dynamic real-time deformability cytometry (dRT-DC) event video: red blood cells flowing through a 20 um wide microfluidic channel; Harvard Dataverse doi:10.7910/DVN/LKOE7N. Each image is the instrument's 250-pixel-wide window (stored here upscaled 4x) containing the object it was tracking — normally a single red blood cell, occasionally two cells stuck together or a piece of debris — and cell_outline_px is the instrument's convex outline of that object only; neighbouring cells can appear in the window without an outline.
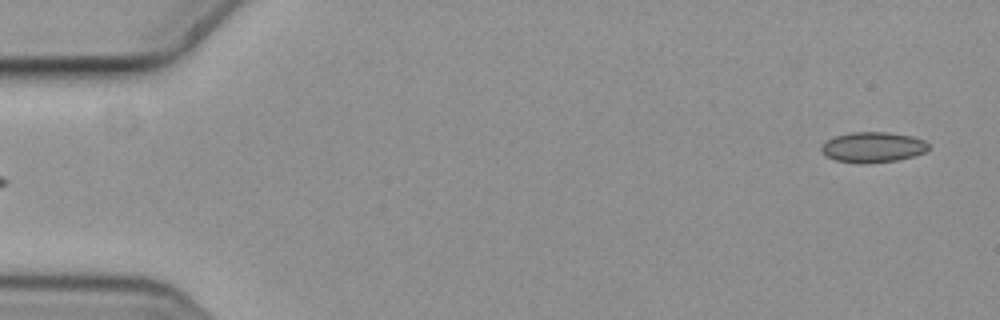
{"species": "common noctule bat (a hibernating species)", "species_latin": "Nyctalus noctula", "temperature_condition": "cold", "stored_images_in_passage": 6, "segment_of_instrument_passage": [2, 2], "camera_frame_rate_fps": 3000, "um_per_image_px": 0.085, "animal": {"sex": "female", "body_mass_g": 19.3, "forearm_length_mm": 54.1}, "frame": {"image": 1, "passage_image": 6, "time_ms": 1.667, "image_size_px": [1000, 320], "cell_outline_px": [[928, 148], [924, 152], [912, 156], [896, 160], [864, 164], [860, 164], [836, 160], [820, 152], [820, 144], [836, 136], [852, 132], [888, 132], [912, 136], [924, 140], [928, 144]], "centroid_in_image_um": [74.16, 12.51], "position_along_channel_um": 10.8, "area_um2": 18.96}}